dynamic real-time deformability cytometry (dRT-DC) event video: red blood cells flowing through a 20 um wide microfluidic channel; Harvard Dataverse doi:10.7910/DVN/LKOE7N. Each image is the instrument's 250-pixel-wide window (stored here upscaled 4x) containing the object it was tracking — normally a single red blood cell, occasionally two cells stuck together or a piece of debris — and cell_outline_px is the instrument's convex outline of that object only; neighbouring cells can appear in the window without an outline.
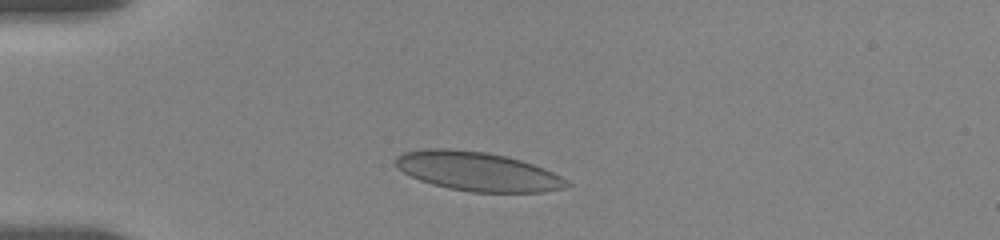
{"species": "human", "species_latin": "Homo sapiens", "temperature_condition": "room temperature", "stored_images_in_passage": 18, "camera_frame_rate_fps": 3000, "um_per_image_px": 0.085, "donor": {"sex": "female"}, "frame": {"image": 1, "passage_image": 3, "time_ms": 1.667, "image_size_px": [1000, 240], "cell_outline_px": [[572, 184], [564, 188], [544, 192], [472, 192], [448, 188], [432, 184], [420, 180], [396, 168], [392, 164], [392, 160], [400, 152], [424, 148], [448, 148], [484, 152], [504, 156], [520, 160], [544, 168], [568, 180]], "centroid_in_image_um": [40.53, 14.56], "position_along_channel_um": 44.5, "area_um2": 39.19}}
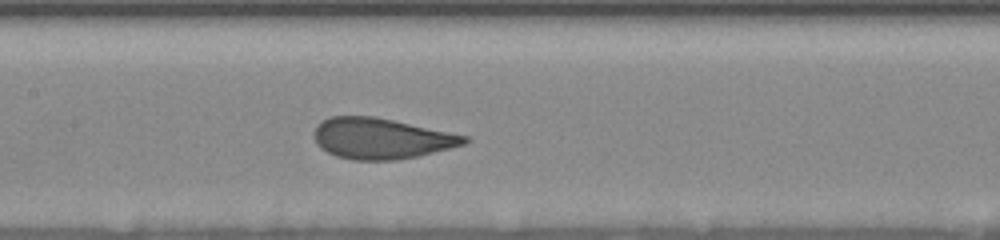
{"frame": {"image": 2, "passage_image": 9, "time_ms": 6.0, "image_size_px": [1000, 240], "cell_outline_px": [[472, 140], [464, 144], [416, 156], [396, 160], [352, 160], [336, 156], [320, 148], [316, 144], [316, 124], [332, 116], [376, 116], [468, 136]], "centroid_in_image_um": [32.4, 11.76], "position_along_channel_um": 175.0, "area_um2": 35.49}}
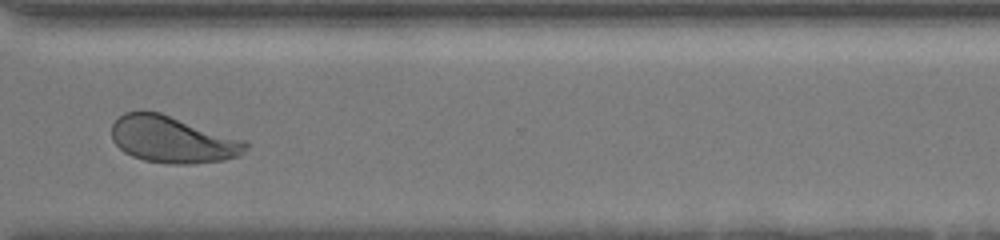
{"frame": {"image": 3, "passage_image": 16, "time_ms": 11.0, "image_size_px": [1000, 240], "cell_outline_px": [[248, 148], [240, 156], [224, 160], [192, 164], [172, 164], [144, 160], [132, 156], [124, 152], [112, 140], [112, 124], [124, 112], [160, 112], [248, 140]], "centroid_in_image_um": [14.73, 11.87], "position_along_channel_um": 355.9, "area_um2": 36.76}, "authors_computed_cell_mechanics": {"area_um2": 36.5007, "velocity_mm_per_s": 3.62, "shape_relaxation_time_tau1_ms": 3.323, "shape_relaxation_time_tau2_ms": null, "deformation_change_tau1": 0.1329, "deformation_change_tau2": null}}